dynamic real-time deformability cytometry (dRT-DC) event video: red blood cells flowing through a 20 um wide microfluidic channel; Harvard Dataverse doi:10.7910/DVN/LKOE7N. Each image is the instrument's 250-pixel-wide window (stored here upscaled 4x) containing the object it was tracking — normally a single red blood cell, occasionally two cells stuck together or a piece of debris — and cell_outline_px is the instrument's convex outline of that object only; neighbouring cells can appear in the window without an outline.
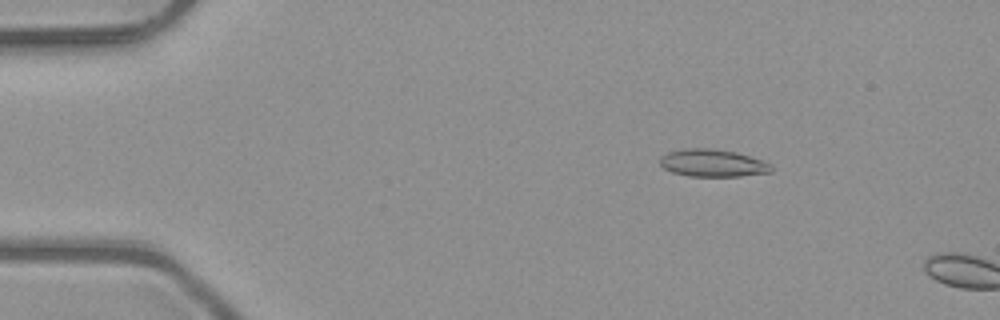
{"species": "common noctule bat (a hibernating species)", "species_latin": "Nyctalus noctula", "temperature_condition": "room temperature", "stored_images_in_passage": 3, "camera_frame_rate_fps": 3000, "um_per_image_px": 0.085, "animal": {"sex": "male", "body_mass_g": 23.1, "forearm_length_mm": 52.7}, "frame": {"image": 1, "passage_image": 2, "time_ms": 0.333, "image_size_px": [1000, 320], "cell_outline_px": [[772, 172], [740, 176], [688, 176], [672, 172], [664, 168], [660, 164], [660, 156], [668, 152], [684, 148], [716, 148], [736, 152], [772, 164]], "centroid_in_image_um": [60.56, 13.85], "position_along_channel_um": 24.4, "area_um2": 17.86}}